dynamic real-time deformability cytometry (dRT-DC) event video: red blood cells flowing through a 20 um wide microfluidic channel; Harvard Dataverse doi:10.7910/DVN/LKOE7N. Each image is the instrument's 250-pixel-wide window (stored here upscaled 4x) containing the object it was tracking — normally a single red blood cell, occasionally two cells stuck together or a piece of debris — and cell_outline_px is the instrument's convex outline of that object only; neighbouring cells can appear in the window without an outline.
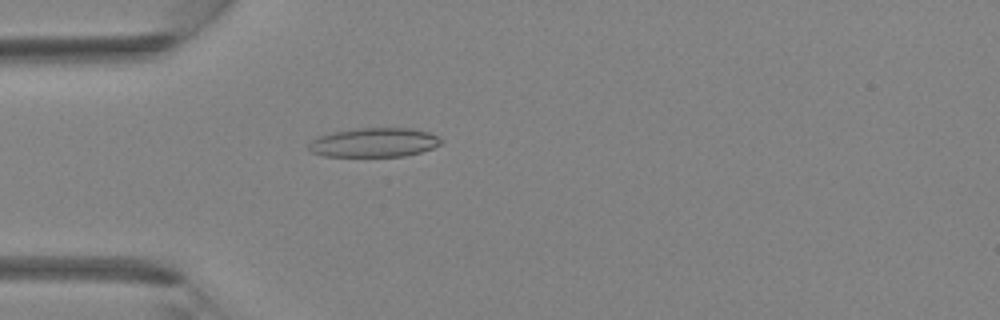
{"species": "Egyptian fruit bat (a non-hibernating species)", "species_latin": "Rousettus aegyptiacus", "temperature_condition": "room temperature", "stored_images_in_passage": 40, "camera_frame_rate_fps": 3000, "um_per_image_px": 0.085, "animal": {"sex": "female"}, "frame": {"image": 1, "passage_image": 12, "time_ms": 3.667, "image_size_px": [1000, 320], "cell_outline_px": [[444, 140], [440, 144], [432, 148], [420, 152], [404, 156], [324, 156], [308, 152], [308, 144], [316, 136], [332, 132], [356, 128], [412, 128], [428, 132]], "centroid_in_image_um": [31.75, 12.11], "position_along_channel_um": 53.3, "area_um2": 22.66}}
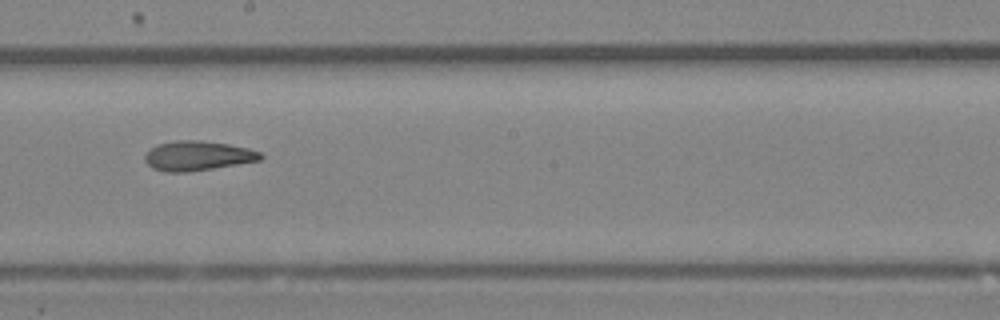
{"frame": {"image": 2, "passage_image": 23, "time_ms": 7.333, "image_size_px": [1000, 320], "cell_outline_px": [[264, 156], [260, 160], [188, 172], [164, 172], [152, 168], [144, 160], [144, 156], [156, 144], [176, 140], [200, 140], [228, 144], [248, 148], [260, 152]], "centroid_in_image_um": [16.77, 13.24], "position_along_channel_um": 231.4, "area_um2": 19.88}}
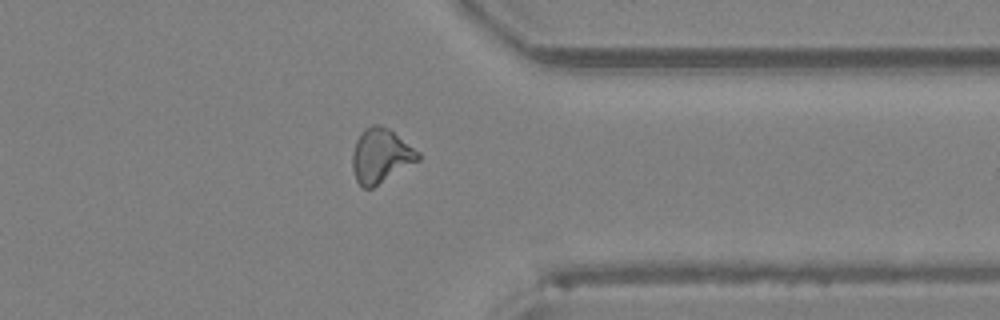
{"frame": {"image": 3, "passage_image": 32, "time_ms": 10.333, "image_size_px": [1000, 320], "cell_outline_px": [[420, 160], [372, 188], [364, 188], [356, 180], [352, 168], [352, 152], [356, 140], [360, 132], [364, 128], [372, 124], [380, 124], [388, 128], [420, 152]], "centroid_in_image_um": [32.35, 13.22], "position_along_channel_um": 379.0, "area_um2": 20.87}}